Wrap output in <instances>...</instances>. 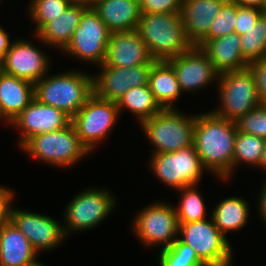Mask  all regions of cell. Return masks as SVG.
<instances>
[{
    "mask_svg": "<svg viewBox=\"0 0 266 266\" xmlns=\"http://www.w3.org/2000/svg\"><path fill=\"white\" fill-rule=\"evenodd\" d=\"M32 44L23 40L12 42L1 63L2 71L34 84L46 76L49 59Z\"/></svg>",
    "mask_w": 266,
    "mask_h": 266,
    "instance_id": "cell-18",
    "label": "cell"
},
{
    "mask_svg": "<svg viewBox=\"0 0 266 266\" xmlns=\"http://www.w3.org/2000/svg\"><path fill=\"white\" fill-rule=\"evenodd\" d=\"M237 124L208 112L196 116L193 145L205 170L226 180L233 171Z\"/></svg>",
    "mask_w": 266,
    "mask_h": 266,
    "instance_id": "cell-1",
    "label": "cell"
},
{
    "mask_svg": "<svg viewBox=\"0 0 266 266\" xmlns=\"http://www.w3.org/2000/svg\"><path fill=\"white\" fill-rule=\"evenodd\" d=\"M248 203L241 197L225 198L213 210L211 218L214 225L226 237L228 231L241 229L246 225L249 216Z\"/></svg>",
    "mask_w": 266,
    "mask_h": 266,
    "instance_id": "cell-26",
    "label": "cell"
},
{
    "mask_svg": "<svg viewBox=\"0 0 266 266\" xmlns=\"http://www.w3.org/2000/svg\"><path fill=\"white\" fill-rule=\"evenodd\" d=\"M264 14L258 7L240 6L237 4L236 25L234 32L239 36L246 33Z\"/></svg>",
    "mask_w": 266,
    "mask_h": 266,
    "instance_id": "cell-35",
    "label": "cell"
},
{
    "mask_svg": "<svg viewBox=\"0 0 266 266\" xmlns=\"http://www.w3.org/2000/svg\"><path fill=\"white\" fill-rule=\"evenodd\" d=\"M183 243L192 247L206 266H232L231 244L211 220L179 224Z\"/></svg>",
    "mask_w": 266,
    "mask_h": 266,
    "instance_id": "cell-7",
    "label": "cell"
},
{
    "mask_svg": "<svg viewBox=\"0 0 266 266\" xmlns=\"http://www.w3.org/2000/svg\"><path fill=\"white\" fill-rule=\"evenodd\" d=\"M12 197L13 191L0 186V228L9 220Z\"/></svg>",
    "mask_w": 266,
    "mask_h": 266,
    "instance_id": "cell-38",
    "label": "cell"
},
{
    "mask_svg": "<svg viewBox=\"0 0 266 266\" xmlns=\"http://www.w3.org/2000/svg\"><path fill=\"white\" fill-rule=\"evenodd\" d=\"M218 82L222 108L212 111L217 116L236 122L262 104L253 73L248 67L221 73Z\"/></svg>",
    "mask_w": 266,
    "mask_h": 266,
    "instance_id": "cell-6",
    "label": "cell"
},
{
    "mask_svg": "<svg viewBox=\"0 0 266 266\" xmlns=\"http://www.w3.org/2000/svg\"><path fill=\"white\" fill-rule=\"evenodd\" d=\"M89 6L84 3H71L58 18L48 22L36 37L45 42L44 44L56 46L63 51L79 26L83 12Z\"/></svg>",
    "mask_w": 266,
    "mask_h": 266,
    "instance_id": "cell-24",
    "label": "cell"
},
{
    "mask_svg": "<svg viewBox=\"0 0 266 266\" xmlns=\"http://www.w3.org/2000/svg\"><path fill=\"white\" fill-rule=\"evenodd\" d=\"M160 266H206L194 249L177 239L173 244L160 251Z\"/></svg>",
    "mask_w": 266,
    "mask_h": 266,
    "instance_id": "cell-31",
    "label": "cell"
},
{
    "mask_svg": "<svg viewBox=\"0 0 266 266\" xmlns=\"http://www.w3.org/2000/svg\"><path fill=\"white\" fill-rule=\"evenodd\" d=\"M71 118L63 111L40 103L36 98L11 122L22 131V147L30 138L41 133L65 128Z\"/></svg>",
    "mask_w": 266,
    "mask_h": 266,
    "instance_id": "cell-16",
    "label": "cell"
},
{
    "mask_svg": "<svg viewBox=\"0 0 266 266\" xmlns=\"http://www.w3.org/2000/svg\"><path fill=\"white\" fill-rule=\"evenodd\" d=\"M264 143L265 139L238 130L234 145L233 170H235L234 166L239 165L240 162L258 167L262 158Z\"/></svg>",
    "mask_w": 266,
    "mask_h": 266,
    "instance_id": "cell-29",
    "label": "cell"
},
{
    "mask_svg": "<svg viewBox=\"0 0 266 266\" xmlns=\"http://www.w3.org/2000/svg\"><path fill=\"white\" fill-rule=\"evenodd\" d=\"M260 197L258 200L259 201V214L260 217L264 219V222H266V183L263 185V188L261 189V194H259Z\"/></svg>",
    "mask_w": 266,
    "mask_h": 266,
    "instance_id": "cell-41",
    "label": "cell"
},
{
    "mask_svg": "<svg viewBox=\"0 0 266 266\" xmlns=\"http://www.w3.org/2000/svg\"><path fill=\"white\" fill-rule=\"evenodd\" d=\"M259 167L266 170V140L264 143V147H263V154H262V158L259 164Z\"/></svg>",
    "mask_w": 266,
    "mask_h": 266,
    "instance_id": "cell-42",
    "label": "cell"
},
{
    "mask_svg": "<svg viewBox=\"0 0 266 266\" xmlns=\"http://www.w3.org/2000/svg\"><path fill=\"white\" fill-rule=\"evenodd\" d=\"M21 148L33 158L57 167L71 166L89 153L72 123L60 130L35 135Z\"/></svg>",
    "mask_w": 266,
    "mask_h": 266,
    "instance_id": "cell-5",
    "label": "cell"
},
{
    "mask_svg": "<svg viewBox=\"0 0 266 266\" xmlns=\"http://www.w3.org/2000/svg\"><path fill=\"white\" fill-rule=\"evenodd\" d=\"M148 84L163 109L173 108V102L182 92L173 68L166 61H156L152 65Z\"/></svg>",
    "mask_w": 266,
    "mask_h": 266,
    "instance_id": "cell-25",
    "label": "cell"
},
{
    "mask_svg": "<svg viewBox=\"0 0 266 266\" xmlns=\"http://www.w3.org/2000/svg\"><path fill=\"white\" fill-rule=\"evenodd\" d=\"M240 6L258 7L262 10L266 9V0H232Z\"/></svg>",
    "mask_w": 266,
    "mask_h": 266,
    "instance_id": "cell-40",
    "label": "cell"
},
{
    "mask_svg": "<svg viewBox=\"0 0 266 266\" xmlns=\"http://www.w3.org/2000/svg\"><path fill=\"white\" fill-rule=\"evenodd\" d=\"M90 6L112 32L136 30L141 17L139 0H94Z\"/></svg>",
    "mask_w": 266,
    "mask_h": 266,
    "instance_id": "cell-20",
    "label": "cell"
},
{
    "mask_svg": "<svg viewBox=\"0 0 266 266\" xmlns=\"http://www.w3.org/2000/svg\"><path fill=\"white\" fill-rule=\"evenodd\" d=\"M197 46L206 53L220 74L248 67L249 63L242 56L240 36L235 32L214 40L201 41Z\"/></svg>",
    "mask_w": 266,
    "mask_h": 266,
    "instance_id": "cell-21",
    "label": "cell"
},
{
    "mask_svg": "<svg viewBox=\"0 0 266 266\" xmlns=\"http://www.w3.org/2000/svg\"><path fill=\"white\" fill-rule=\"evenodd\" d=\"M236 124L239 131L266 140V103L247 112Z\"/></svg>",
    "mask_w": 266,
    "mask_h": 266,
    "instance_id": "cell-34",
    "label": "cell"
},
{
    "mask_svg": "<svg viewBox=\"0 0 266 266\" xmlns=\"http://www.w3.org/2000/svg\"><path fill=\"white\" fill-rule=\"evenodd\" d=\"M35 98L72 118L94 93L93 75L75 70L42 77L35 84Z\"/></svg>",
    "mask_w": 266,
    "mask_h": 266,
    "instance_id": "cell-3",
    "label": "cell"
},
{
    "mask_svg": "<svg viewBox=\"0 0 266 266\" xmlns=\"http://www.w3.org/2000/svg\"><path fill=\"white\" fill-rule=\"evenodd\" d=\"M72 3H84L87 4V0H70Z\"/></svg>",
    "mask_w": 266,
    "mask_h": 266,
    "instance_id": "cell-45",
    "label": "cell"
},
{
    "mask_svg": "<svg viewBox=\"0 0 266 266\" xmlns=\"http://www.w3.org/2000/svg\"><path fill=\"white\" fill-rule=\"evenodd\" d=\"M136 30L156 61H167L193 46L185 34L180 13L141 14Z\"/></svg>",
    "mask_w": 266,
    "mask_h": 266,
    "instance_id": "cell-2",
    "label": "cell"
},
{
    "mask_svg": "<svg viewBox=\"0 0 266 266\" xmlns=\"http://www.w3.org/2000/svg\"><path fill=\"white\" fill-rule=\"evenodd\" d=\"M133 231L146 246L170 247L178 236L179 224L176 209L166 203L156 202L143 208L134 219Z\"/></svg>",
    "mask_w": 266,
    "mask_h": 266,
    "instance_id": "cell-11",
    "label": "cell"
},
{
    "mask_svg": "<svg viewBox=\"0 0 266 266\" xmlns=\"http://www.w3.org/2000/svg\"><path fill=\"white\" fill-rule=\"evenodd\" d=\"M110 31L98 14L89 6L82 14L79 26L64 51L87 62L104 63Z\"/></svg>",
    "mask_w": 266,
    "mask_h": 266,
    "instance_id": "cell-10",
    "label": "cell"
},
{
    "mask_svg": "<svg viewBox=\"0 0 266 266\" xmlns=\"http://www.w3.org/2000/svg\"><path fill=\"white\" fill-rule=\"evenodd\" d=\"M27 266H44L43 264H41V262H37L36 260L30 264H28Z\"/></svg>",
    "mask_w": 266,
    "mask_h": 266,
    "instance_id": "cell-44",
    "label": "cell"
},
{
    "mask_svg": "<svg viewBox=\"0 0 266 266\" xmlns=\"http://www.w3.org/2000/svg\"><path fill=\"white\" fill-rule=\"evenodd\" d=\"M1 118H4L3 120H6L5 122H7L9 125H11V122L4 116L1 106H0V120Z\"/></svg>",
    "mask_w": 266,
    "mask_h": 266,
    "instance_id": "cell-43",
    "label": "cell"
},
{
    "mask_svg": "<svg viewBox=\"0 0 266 266\" xmlns=\"http://www.w3.org/2000/svg\"><path fill=\"white\" fill-rule=\"evenodd\" d=\"M9 220L27 237L37 253L55 248L65 237L62 223L43 214L12 207Z\"/></svg>",
    "mask_w": 266,
    "mask_h": 266,
    "instance_id": "cell-15",
    "label": "cell"
},
{
    "mask_svg": "<svg viewBox=\"0 0 266 266\" xmlns=\"http://www.w3.org/2000/svg\"><path fill=\"white\" fill-rule=\"evenodd\" d=\"M227 0H183L181 19L185 34L198 45L210 30L213 20Z\"/></svg>",
    "mask_w": 266,
    "mask_h": 266,
    "instance_id": "cell-19",
    "label": "cell"
},
{
    "mask_svg": "<svg viewBox=\"0 0 266 266\" xmlns=\"http://www.w3.org/2000/svg\"><path fill=\"white\" fill-rule=\"evenodd\" d=\"M119 113L117 102L102 99L93 93L71 118L81 143L89 152L110 133Z\"/></svg>",
    "mask_w": 266,
    "mask_h": 266,
    "instance_id": "cell-8",
    "label": "cell"
},
{
    "mask_svg": "<svg viewBox=\"0 0 266 266\" xmlns=\"http://www.w3.org/2000/svg\"><path fill=\"white\" fill-rule=\"evenodd\" d=\"M152 65L116 68L103 63L101 73L93 77L94 93L102 99L117 102L130 88L148 84Z\"/></svg>",
    "mask_w": 266,
    "mask_h": 266,
    "instance_id": "cell-14",
    "label": "cell"
},
{
    "mask_svg": "<svg viewBox=\"0 0 266 266\" xmlns=\"http://www.w3.org/2000/svg\"><path fill=\"white\" fill-rule=\"evenodd\" d=\"M155 62L137 30L110 33L104 60L106 66L121 68Z\"/></svg>",
    "mask_w": 266,
    "mask_h": 266,
    "instance_id": "cell-17",
    "label": "cell"
},
{
    "mask_svg": "<svg viewBox=\"0 0 266 266\" xmlns=\"http://www.w3.org/2000/svg\"><path fill=\"white\" fill-rule=\"evenodd\" d=\"M237 4L227 0L213 20L208 35L202 41L214 40L234 32L236 25Z\"/></svg>",
    "mask_w": 266,
    "mask_h": 266,
    "instance_id": "cell-33",
    "label": "cell"
},
{
    "mask_svg": "<svg viewBox=\"0 0 266 266\" xmlns=\"http://www.w3.org/2000/svg\"><path fill=\"white\" fill-rule=\"evenodd\" d=\"M196 116L188 117L174 108L162 109L140 125L153 143L155 153L175 152L193 145Z\"/></svg>",
    "mask_w": 266,
    "mask_h": 266,
    "instance_id": "cell-4",
    "label": "cell"
},
{
    "mask_svg": "<svg viewBox=\"0 0 266 266\" xmlns=\"http://www.w3.org/2000/svg\"><path fill=\"white\" fill-rule=\"evenodd\" d=\"M152 155L150 167L168 187L178 190L196 186L202 177L204 166L194 145L175 152Z\"/></svg>",
    "mask_w": 266,
    "mask_h": 266,
    "instance_id": "cell-9",
    "label": "cell"
},
{
    "mask_svg": "<svg viewBox=\"0 0 266 266\" xmlns=\"http://www.w3.org/2000/svg\"><path fill=\"white\" fill-rule=\"evenodd\" d=\"M119 112L125 107L135 114L139 123L158 114L163 108L156 101L149 84L130 88L118 101Z\"/></svg>",
    "mask_w": 266,
    "mask_h": 266,
    "instance_id": "cell-27",
    "label": "cell"
},
{
    "mask_svg": "<svg viewBox=\"0 0 266 266\" xmlns=\"http://www.w3.org/2000/svg\"><path fill=\"white\" fill-rule=\"evenodd\" d=\"M115 199L107 190L86 189L78 193L65 208L66 225L63 231L66 236L70 229L87 230L98 225L115 206ZM66 226V227H65Z\"/></svg>",
    "mask_w": 266,
    "mask_h": 266,
    "instance_id": "cell-12",
    "label": "cell"
},
{
    "mask_svg": "<svg viewBox=\"0 0 266 266\" xmlns=\"http://www.w3.org/2000/svg\"><path fill=\"white\" fill-rule=\"evenodd\" d=\"M141 14L180 13L183 0H139Z\"/></svg>",
    "mask_w": 266,
    "mask_h": 266,
    "instance_id": "cell-36",
    "label": "cell"
},
{
    "mask_svg": "<svg viewBox=\"0 0 266 266\" xmlns=\"http://www.w3.org/2000/svg\"><path fill=\"white\" fill-rule=\"evenodd\" d=\"M240 39L242 56L248 63L266 58L265 14Z\"/></svg>",
    "mask_w": 266,
    "mask_h": 266,
    "instance_id": "cell-28",
    "label": "cell"
},
{
    "mask_svg": "<svg viewBox=\"0 0 266 266\" xmlns=\"http://www.w3.org/2000/svg\"><path fill=\"white\" fill-rule=\"evenodd\" d=\"M94 0H87V5H90Z\"/></svg>",
    "mask_w": 266,
    "mask_h": 266,
    "instance_id": "cell-46",
    "label": "cell"
},
{
    "mask_svg": "<svg viewBox=\"0 0 266 266\" xmlns=\"http://www.w3.org/2000/svg\"><path fill=\"white\" fill-rule=\"evenodd\" d=\"M248 68L253 73L259 99L266 103V58L250 62Z\"/></svg>",
    "mask_w": 266,
    "mask_h": 266,
    "instance_id": "cell-37",
    "label": "cell"
},
{
    "mask_svg": "<svg viewBox=\"0 0 266 266\" xmlns=\"http://www.w3.org/2000/svg\"><path fill=\"white\" fill-rule=\"evenodd\" d=\"M12 43L9 41V35L0 27V63H2L6 52L10 49Z\"/></svg>",
    "mask_w": 266,
    "mask_h": 266,
    "instance_id": "cell-39",
    "label": "cell"
},
{
    "mask_svg": "<svg viewBox=\"0 0 266 266\" xmlns=\"http://www.w3.org/2000/svg\"><path fill=\"white\" fill-rule=\"evenodd\" d=\"M36 255L30 241L10 220L0 228V266H27Z\"/></svg>",
    "mask_w": 266,
    "mask_h": 266,
    "instance_id": "cell-23",
    "label": "cell"
},
{
    "mask_svg": "<svg viewBox=\"0 0 266 266\" xmlns=\"http://www.w3.org/2000/svg\"><path fill=\"white\" fill-rule=\"evenodd\" d=\"M70 0H32L29 13L35 21L37 34L48 22L58 18L71 4Z\"/></svg>",
    "mask_w": 266,
    "mask_h": 266,
    "instance_id": "cell-32",
    "label": "cell"
},
{
    "mask_svg": "<svg viewBox=\"0 0 266 266\" xmlns=\"http://www.w3.org/2000/svg\"><path fill=\"white\" fill-rule=\"evenodd\" d=\"M174 70L181 91H194L219 80L220 73L197 45L166 61Z\"/></svg>",
    "mask_w": 266,
    "mask_h": 266,
    "instance_id": "cell-13",
    "label": "cell"
},
{
    "mask_svg": "<svg viewBox=\"0 0 266 266\" xmlns=\"http://www.w3.org/2000/svg\"><path fill=\"white\" fill-rule=\"evenodd\" d=\"M180 205L175 208L178 224L190 223L205 220V204L202 196L193 186L181 189Z\"/></svg>",
    "mask_w": 266,
    "mask_h": 266,
    "instance_id": "cell-30",
    "label": "cell"
},
{
    "mask_svg": "<svg viewBox=\"0 0 266 266\" xmlns=\"http://www.w3.org/2000/svg\"><path fill=\"white\" fill-rule=\"evenodd\" d=\"M35 99L34 83L0 72V106L12 122Z\"/></svg>",
    "mask_w": 266,
    "mask_h": 266,
    "instance_id": "cell-22",
    "label": "cell"
}]
</instances>
